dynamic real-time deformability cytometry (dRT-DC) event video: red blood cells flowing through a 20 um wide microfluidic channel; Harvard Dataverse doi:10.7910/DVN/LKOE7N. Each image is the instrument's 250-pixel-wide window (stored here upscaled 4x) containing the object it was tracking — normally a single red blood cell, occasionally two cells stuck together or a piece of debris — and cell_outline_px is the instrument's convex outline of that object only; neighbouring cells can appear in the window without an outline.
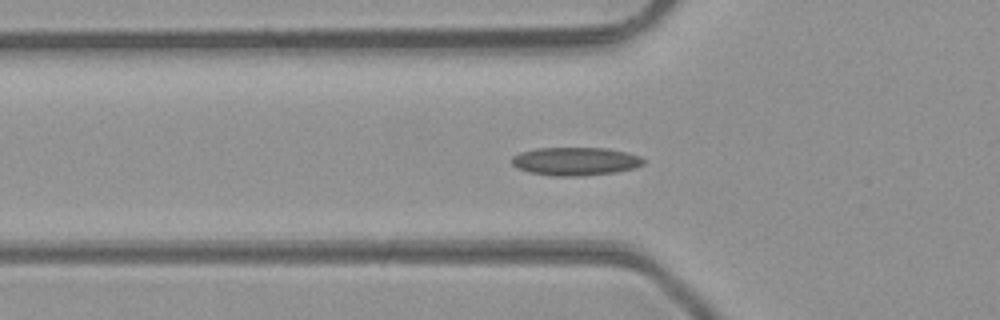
{"species": "common noctule bat (a hibernating species)", "species_latin": "Nyctalus noctula", "temperature_condition": "room temperature", "stored_images_in_passage": 49, "camera_frame_rate_fps": 3000, "um_per_image_px": 0.085, "animal": {"sex": "male", "body_mass_g": 23.1, "forearm_length_mm": 52.7}, "frame": {"image": 1, "passage_image": 16, "time_ms": 5.0, "image_size_px": [1000, 320], "cell_outline_px": [[644, 164], [636, 168], [616, 172], [580, 176], [556, 176], [528, 172], [516, 168], [512, 164], [512, 156], [520, 152], [536, 148], [604, 148], [624, 152], [640, 156], [644, 160]], "centroid_in_image_um": [48.89, 13.71], "position_along_channel_um": 76.9, "area_um2": 21.68}}
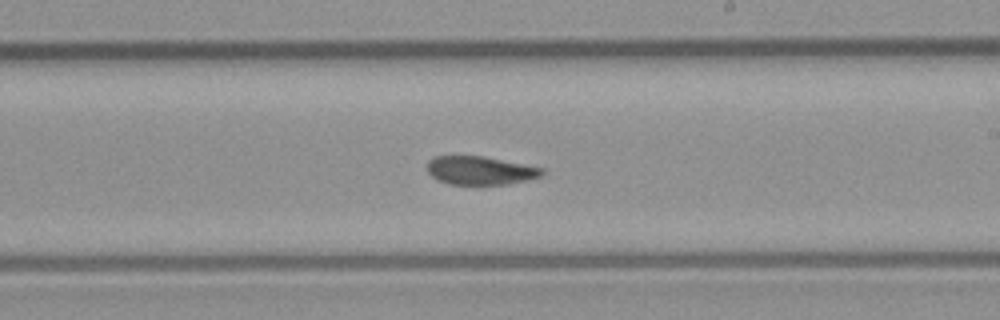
{"frame": {"image": 2, "passage_image": 28, "time_ms": 9.0, "image_size_px": [1000, 320], "cell_outline_px": [[544, 172], [540, 176], [508, 184], [476, 188], [452, 184], [436, 180], [428, 172], [428, 160], [432, 156], [484, 156], [544, 168]], "centroid_in_image_um": [40.78, 14.53], "position_along_channel_um": 248.2, "area_um2": 19.71}}
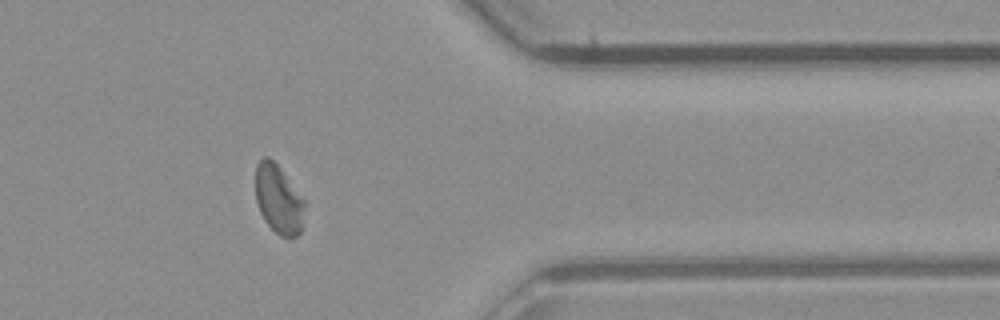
{"frame": {"image": 3, "passage_image": 39, "time_ms": 12.667, "image_size_px": [1000, 320], "cell_outline_px": [[308, 204], [300, 232], [296, 236], [280, 236], [264, 220], [260, 212], [256, 200], [256, 164], [264, 156], [268, 156], [280, 168], [308, 200]], "centroid_in_image_um": [23.74, 16.92], "position_along_channel_um": 387.7, "area_um2": 20.17}, "authors_computed_cell_mechanics": {"area_um2": 20.808, "velocity_mm_per_s": 4.2576, "shape_relaxation_time_tau1_ms": null, "shape_relaxation_time_tau2_ms": 1.7984, "deformation_change_tau1": null, "deformation_change_tau2": 0.0699}}